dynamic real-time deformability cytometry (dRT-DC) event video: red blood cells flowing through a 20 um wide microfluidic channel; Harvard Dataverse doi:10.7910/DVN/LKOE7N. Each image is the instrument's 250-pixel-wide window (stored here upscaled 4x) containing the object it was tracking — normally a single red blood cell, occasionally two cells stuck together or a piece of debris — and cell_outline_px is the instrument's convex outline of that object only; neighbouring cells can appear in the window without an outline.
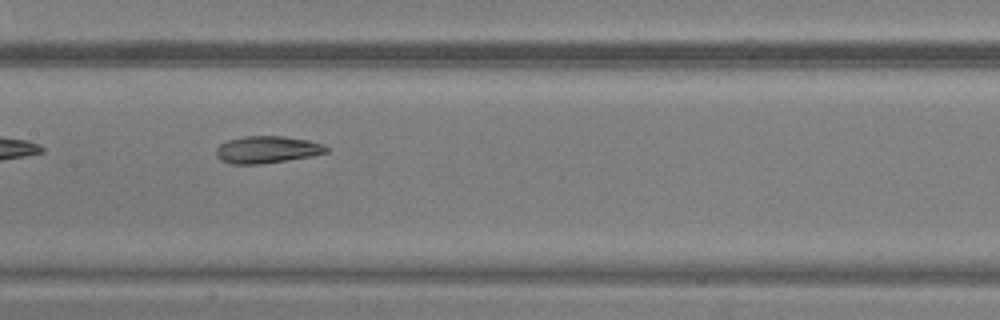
{"species": "common noctule bat (a hibernating species)", "species_latin": "Nyctalus noctula", "temperature_condition": "warm", "stored_images_in_passage": 34, "camera_frame_rate_fps": 3000, "um_per_image_px": 0.085, "animal": {"sex": "male", "body_mass_g": 20.5, "forearm_length_mm": 52.5}, "frame": {"image": 1, "passage_image": 10, "time_ms": 3.0, "image_size_px": [1000, 320], "cell_outline_px": [[328, 152], [308, 156], [260, 164], [228, 164], [220, 160], [216, 156], [216, 148], [220, 144], [228, 140], [244, 136], [284, 136], [308, 140], [324, 144], [328, 148]], "centroid_in_image_um": [22.65, 12.71], "position_along_channel_um": 184.7, "area_um2": 17.34}}